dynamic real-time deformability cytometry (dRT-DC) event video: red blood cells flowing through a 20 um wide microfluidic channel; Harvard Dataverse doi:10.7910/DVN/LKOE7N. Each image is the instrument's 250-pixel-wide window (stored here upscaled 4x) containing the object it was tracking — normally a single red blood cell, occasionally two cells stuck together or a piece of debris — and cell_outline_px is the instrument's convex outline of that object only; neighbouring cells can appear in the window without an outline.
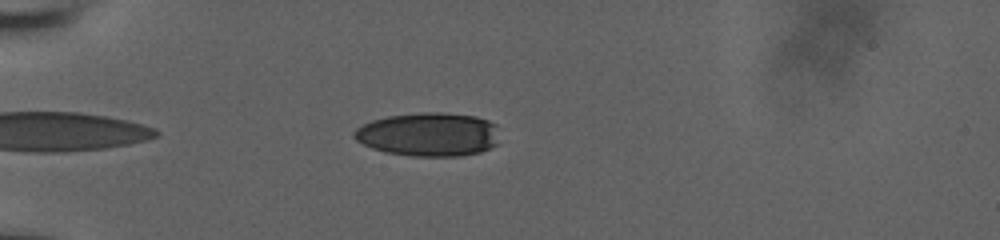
{"species": "human", "species_latin": "Homo sapiens", "temperature_condition": "room temperature", "stored_images_in_passage": 39, "camera_frame_rate_fps": 3000, "um_per_image_px": 0.085, "donor": {"sex": "male"}, "frame": {"image": 1, "passage_image": 4, "time_ms": 1.0, "image_size_px": [1000, 240], "cell_outline_px": [[496, 144], [480, 152], [460, 156], [412, 156], [384, 152], [372, 148], [356, 140], [352, 136], [352, 132], [356, 128], [372, 120], [388, 116], [424, 112], [440, 112], [476, 116], [488, 120], [496, 124]], "centroid_in_image_um": [36.4, 11.42], "position_along_channel_um": 48.6, "area_um2": 36.99}}
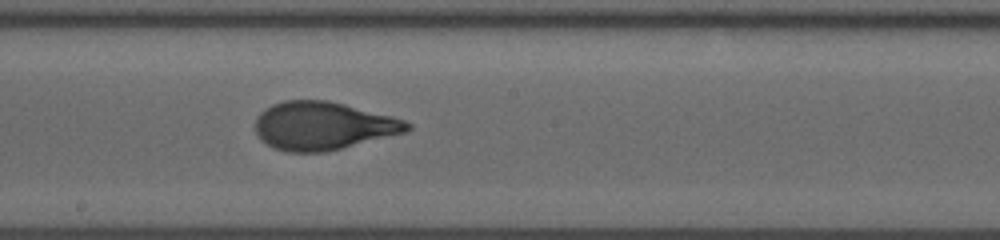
{"frame": {"image": 2, "passage_image": 20, "time_ms": 6.333, "image_size_px": [1000, 240], "cell_outline_px": [[412, 128], [404, 132], [324, 152], [284, 152], [272, 148], [260, 140], [256, 136], [256, 120], [260, 112], [272, 104], [284, 100], [328, 100], [392, 116], [404, 120], [412, 124]], "centroid_in_image_um": [27.4, 10.69], "position_along_channel_um": 220.8, "area_um2": 42.43}}
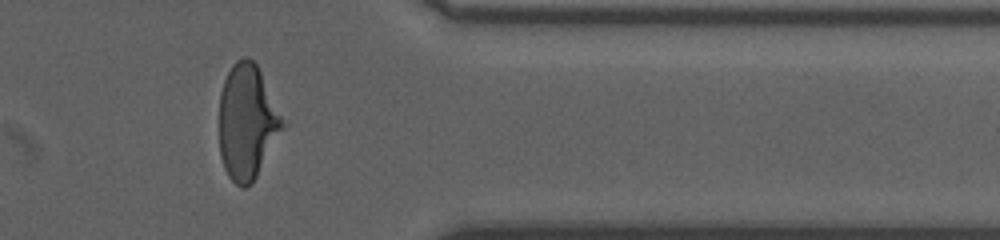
{"frame": {"image": 3, "passage_image": 34, "time_ms": 11.0, "image_size_px": [1000, 240], "cell_outline_px": [[288, 124], [252, 184], [244, 188], [240, 188], [228, 176], [224, 168], [220, 156], [220, 92], [224, 80], [232, 64], [236, 60], [244, 56], [248, 56], [256, 64]], "centroid_in_image_um": [21.04, 10.39], "position_along_channel_um": 390.4, "area_um2": 43.06}, "authors_computed_cell_mechanics": {"area_um2": 41.616, "velocity_mm_per_s": 3.8544, "shape_relaxation_time_tau1_ms": 4.1325, "shape_relaxation_time_tau2_ms": null, "deformation_change_tau1": 0.2079, "deformation_change_tau2": null}}